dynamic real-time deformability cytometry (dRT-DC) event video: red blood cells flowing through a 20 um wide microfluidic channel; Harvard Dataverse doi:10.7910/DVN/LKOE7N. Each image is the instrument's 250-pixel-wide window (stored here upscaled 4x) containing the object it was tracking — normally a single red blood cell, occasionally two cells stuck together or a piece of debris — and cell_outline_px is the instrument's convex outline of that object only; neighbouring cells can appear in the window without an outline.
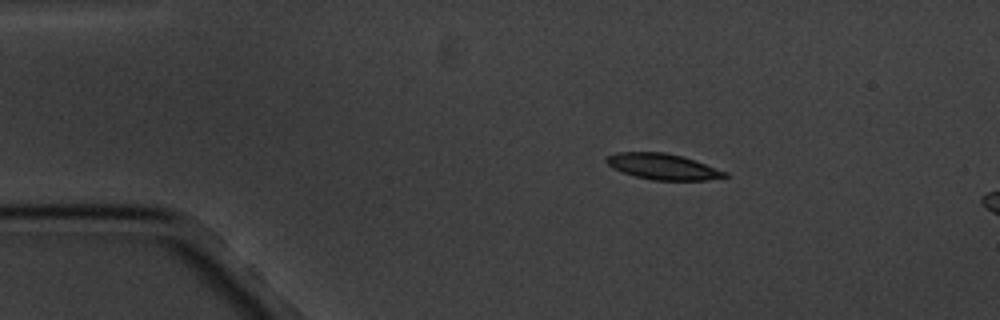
{"species": "common noctule bat (a hibernating species)", "species_latin": "Nyctalus noctula", "temperature_condition": "cold", "stored_images_in_passage": 2, "camera_frame_rate_fps": 3000, "um_per_image_px": 0.085, "animal": {"sex": "male", "body_mass_g": 20.1, "forearm_length_mm": 53.5}, "frame": {"image": 1, "passage_image": 1, "time_ms": 0.0, "image_size_px": [1000, 320], "cell_outline_px": [[728, 176], [708, 180], [652, 180], [636, 176], [612, 168], [604, 160], [608, 156], [616, 152], [664, 152], [680, 156], [728, 172]], "centroid_in_image_um": [56.32, 14.16], "position_along_channel_um": 28.7, "area_um2": 17.57}}